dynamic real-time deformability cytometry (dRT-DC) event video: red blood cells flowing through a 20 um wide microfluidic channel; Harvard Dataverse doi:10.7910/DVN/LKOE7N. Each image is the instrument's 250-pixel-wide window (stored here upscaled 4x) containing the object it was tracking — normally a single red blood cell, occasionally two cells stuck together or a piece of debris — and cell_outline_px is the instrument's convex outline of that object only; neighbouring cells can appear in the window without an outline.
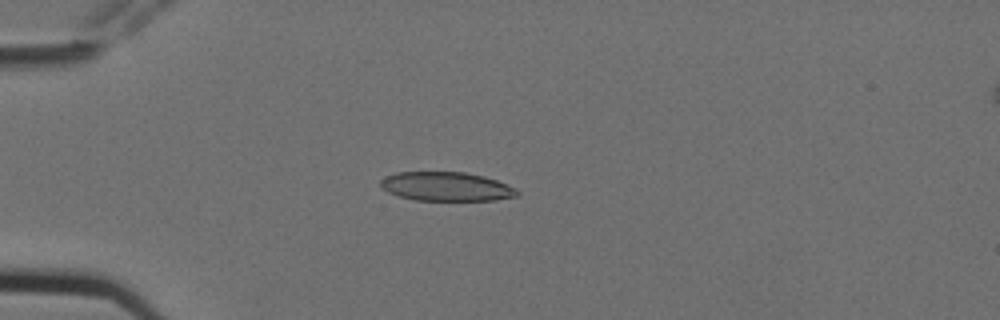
{"species": "Egyptian fruit bat (a non-hibernating species)", "species_latin": "Rousettus aegyptiacus", "temperature_condition": "cold", "stored_images_in_passage": 10, "camera_frame_rate_fps": 3000, "um_per_image_px": 0.085, "animal": {"sex": "female"}, "frame": {"image": 1, "passage_image": 3, "time_ms": 0.667, "image_size_px": [1000, 320], "cell_outline_px": [[520, 196], [496, 200], [416, 200], [400, 196], [388, 192], [380, 184], [380, 180], [384, 176], [396, 172], [464, 172], [484, 176], [496, 180], [516, 188], [520, 192]], "centroid_in_image_um": [37.97, 15.85], "position_along_channel_um": 47.0, "area_um2": 23.12}}
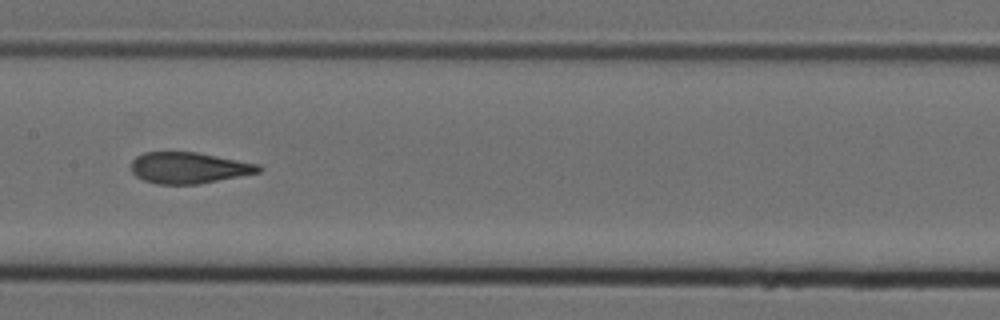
{"frame": {"image": 2, "passage_image": 7, "time_ms": 2.0, "image_size_px": [1000, 320], "cell_outline_px": [[264, 168], [260, 172], [240, 176], [196, 184], [156, 184], [144, 180], [136, 176], [132, 172], [132, 160], [136, 156], [144, 152], [196, 152], [260, 164]], "centroid_in_image_um": [16.06, 14.26], "position_along_channel_um": 191.3, "area_um2": 23.12}}
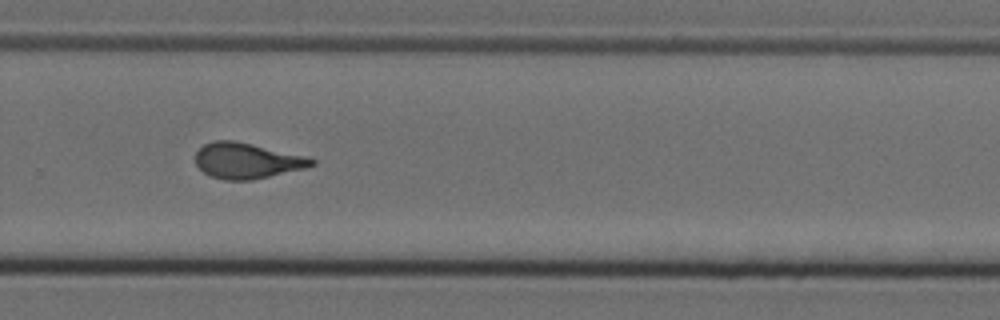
{"frame": {"image": 3, "passage_image": 10, "time_ms": 3.0, "image_size_px": [1000, 320], "cell_outline_px": [[316, 164], [308, 168], [252, 180], [224, 180], [208, 176], [196, 164], [196, 152], [204, 144], [212, 140], [236, 140], [304, 156], [316, 160]], "centroid_in_image_um": [20.99, 13.66], "position_along_channel_um": 308.8, "area_um2": 24.28}}